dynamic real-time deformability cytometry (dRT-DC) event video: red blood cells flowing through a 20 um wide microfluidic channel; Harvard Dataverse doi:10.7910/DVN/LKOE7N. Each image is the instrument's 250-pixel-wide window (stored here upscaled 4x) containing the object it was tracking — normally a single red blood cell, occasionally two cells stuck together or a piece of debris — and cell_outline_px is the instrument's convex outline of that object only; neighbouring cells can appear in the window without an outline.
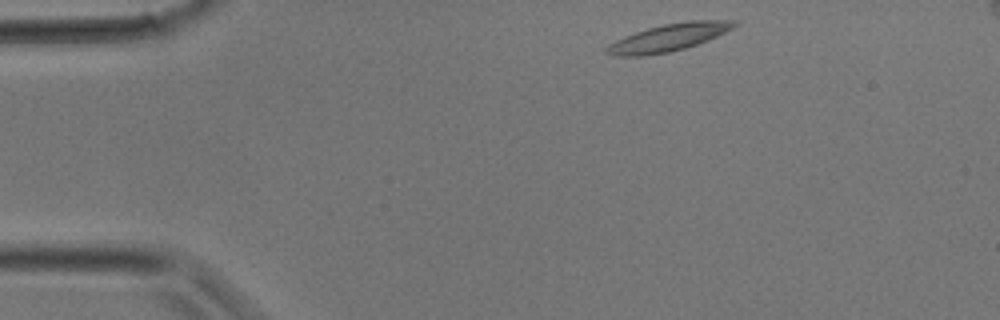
{"species": "common noctule bat (a hibernating species)", "species_latin": "Nyctalus noctula", "temperature_condition": "room temperature", "stored_images_in_passage": 9, "camera_frame_rate_fps": 3000, "um_per_image_px": 0.085, "animal": {"sex": "male", "body_mass_g": 17.9}, "frame": {"image": 1, "passage_image": 1, "time_ms": 0.0, "image_size_px": [1000, 320], "cell_outline_px": [[740, 24], [708, 40], [684, 48], [668, 52], [644, 56], [612, 56], [604, 52], [604, 48], [608, 44], [624, 36], [648, 28], [664, 24], [692, 20], [740, 20]], "centroid_in_image_um": [56.81, 3.19], "position_along_channel_um": 28.2, "area_um2": 20.35}}
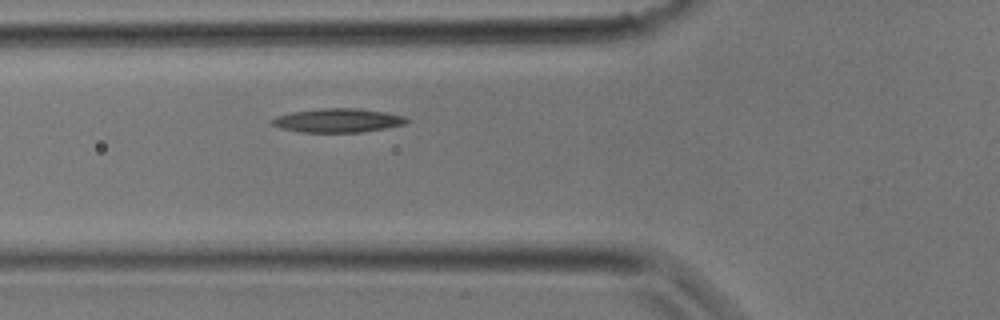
{"frame": {"image": 2, "passage_image": 7, "time_ms": 2.0, "image_size_px": [1000, 320], "cell_outline_px": [[412, 120], [404, 124], [384, 128], [360, 132], [300, 132], [280, 128], [272, 124], [268, 120], [276, 116], [292, 112], [320, 108], [360, 108], [388, 112], [404, 116]], "centroid_in_image_um": [28.71, 10.22], "position_along_channel_um": 97.1, "area_um2": 18.9}}
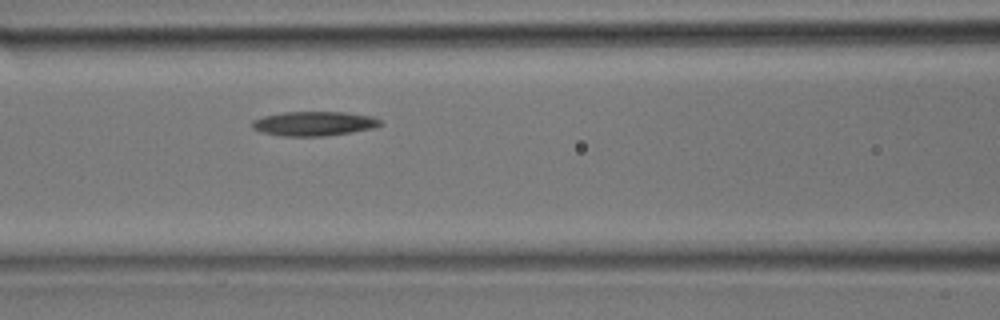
{"frame": {"image": 3, "passage_image": 9, "time_ms": 2.667, "image_size_px": [1000, 320], "cell_outline_px": [[380, 124], [372, 128], [352, 132], [328, 136], [280, 136], [260, 132], [252, 128], [252, 120], [264, 116], [284, 112], [344, 112], [372, 116], [380, 120]], "centroid_in_image_um": [26.64, 10.51], "position_along_channel_um": 140.0, "area_um2": 18.21}}